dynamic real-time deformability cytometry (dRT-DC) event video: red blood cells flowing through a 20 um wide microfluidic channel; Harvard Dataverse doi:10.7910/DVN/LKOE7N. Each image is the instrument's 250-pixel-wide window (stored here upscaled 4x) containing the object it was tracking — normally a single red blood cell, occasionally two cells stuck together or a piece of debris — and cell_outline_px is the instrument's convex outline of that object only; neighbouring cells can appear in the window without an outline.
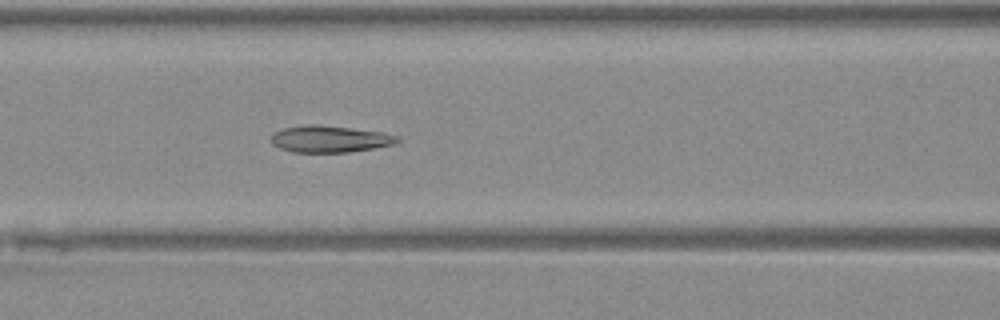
{"species": "Egyptian fruit bat (a non-hibernating species)", "species_latin": "Rousettus aegyptiacus", "temperature_condition": "warm", "stored_images_in_passage": 36, "camera_frame_rate_fps": 3000, "um_per_image_px": 0.085, "animal": {"sex": "female"}, "frame": {"image": 1, "passage_image": 11, "time_ms": 3.333, "image_size_px": [1000, 320], "cell_outline_px": [[400, 140], [392, 144], [372, 148], [348, 152], [292, 152], [280, 148], [272, 144], [272, 136], [276, 132], [284, 128], [308, 124], [316, 124], [384, 132], [400, 136]], "centroid_in_image_um": [28.05, 11.81], "position_along_channel_um": 138.6, "area_um2": 19.48}}
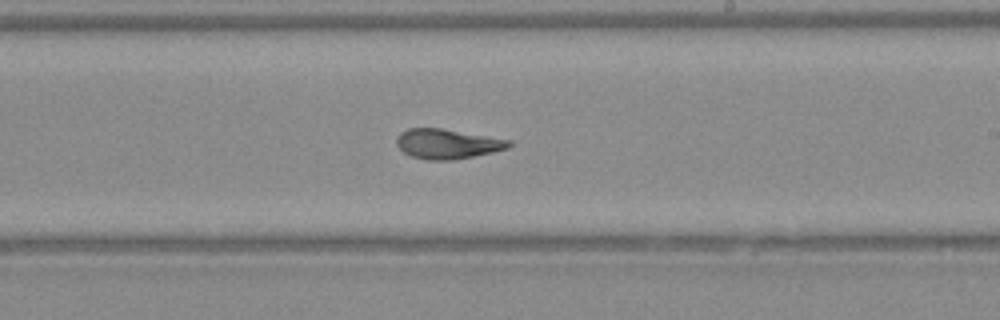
{"frame": {"image": 2, "passage_image": 19, "time_ms": 6.0, "image_size_px": [1000, 320], "cell_outline_px": [[512, 144], [508, 148], [492, 152], [452, 160], [428, 160], [412, 156], [404, 152], [396, 144], [396, 140], [400, 132], [408, 128], [440, 128], [512, 140]], "centroid_in_image_um": [38.02, 12.22], "position_along_channel_um": 251.0, "area_um2": 19.36}}
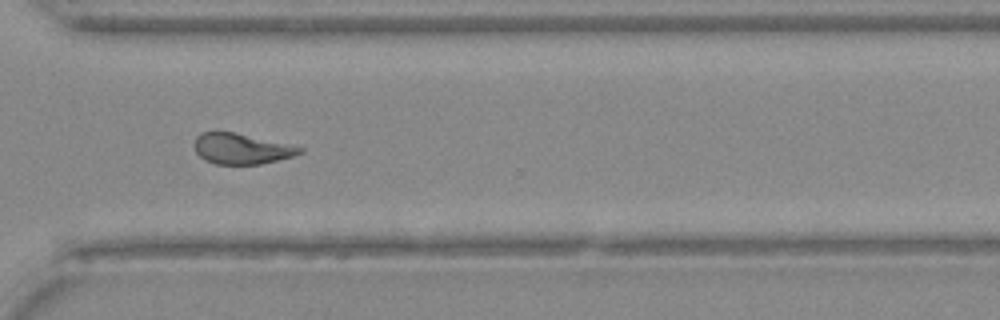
{"frame": {"image": 3, "passage_image": 26, "time_ms": 8.333, "image_size_px": [1000, 320], "cell_outline_px": [[304, 152], [292, 156], [260, 164], [216, 164], [204, 160], [196, 152], [196, 136], [200, 132], [236, 132], [304, 148]], "centroid_in_image_um": [20.52, 12.64], "position_along_channel_um": 350.1, "area_um2": 18.55}}